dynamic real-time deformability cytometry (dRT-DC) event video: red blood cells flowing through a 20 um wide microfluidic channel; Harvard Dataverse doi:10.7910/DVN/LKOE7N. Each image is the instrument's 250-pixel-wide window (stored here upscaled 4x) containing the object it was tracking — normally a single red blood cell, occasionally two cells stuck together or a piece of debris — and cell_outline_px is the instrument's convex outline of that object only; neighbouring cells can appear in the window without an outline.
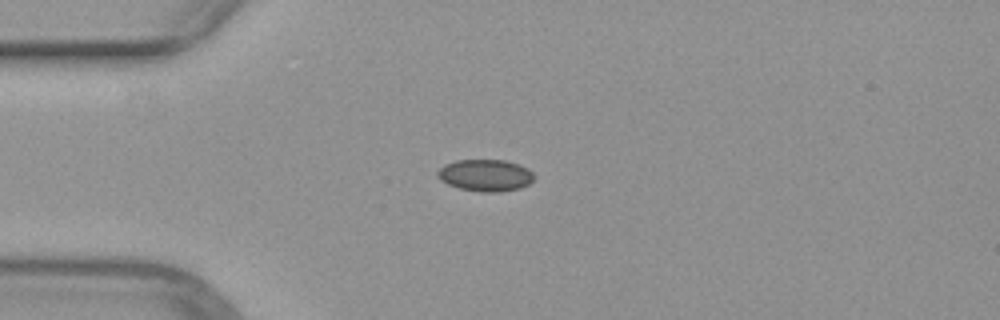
{"species": "common noctule bat (a hibernating species)", "species_latin": "Nyctalus noctula", "temperature_condition": "warm", "stored_images_in_passage": 39, "camera_frame_rate_fps": 3000, "um_per_image_px": 0.085, "animal": {"sex": "female", "body_mass_g": 29.2, "forearm_length_mm": 56.3}, "frame": {"image": 1, "passage_image": 1, "time_ms": 0.0, "image_size_px": [1000, 320], "cell_outline_px": [[536, 176], [528, 184], [520, 188], [500, 192], [480, 192], [460, 188], [448, 184], [440, 180], [436, 176], [436, 172], [444, 164], [456, 160], [504, 160], [528, 168]], "centroid_in_image_um": [41.24, 14.9], "position_along_channel_um": 43.8, "area_um2": 17.98}}
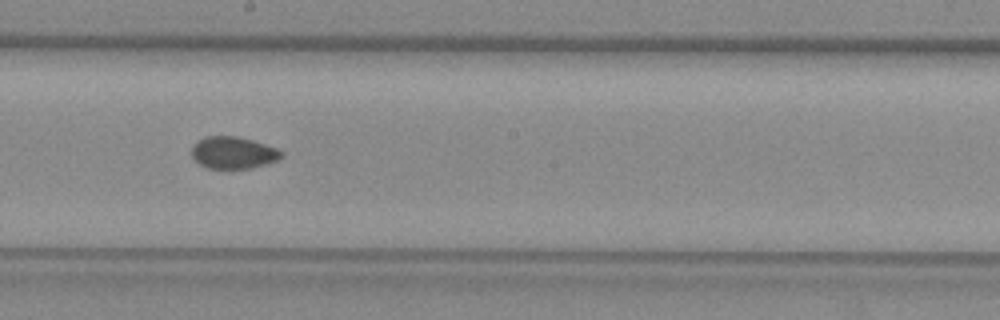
{"frame": {"image": 2, "passage_image": 16, "time_ms": 5.0, "image_size_px": [1000, 320], "cell_outline_px": [[284, 156], [268, 164], [228, 172], [208, 168], [200, 164], [192, 156], [192, 148], [204, 136], [236, 136], [252, 140], [276, 148], [284, 152]], "centroid_in_image_um": [19.84, 13.02], "position_along_channel_um": 228.4, "area_um2": 17.11}}
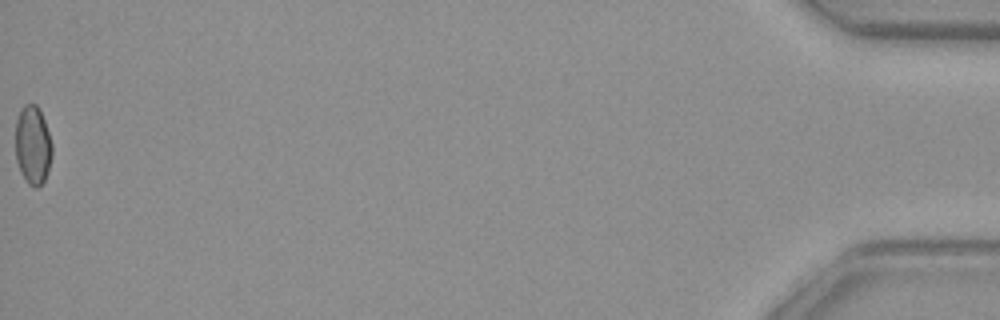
{"frame": {"image": 3, "passage_image": 39, "time_ms": 12.667, "image_size_px": [1000, 320], "cell_outline_px": [[52, 152], [48, 168], [44, 180], [36, 188], [28, 184], [20, 172], [16, 160], [16, 120], [20, 108], [24, 104], [36, 104], [44, 120], [52, 144]], "centroid_in_image_um": [2.77, 12.32], "position_along_channel_um": 432.4, "area_um2": 16.65}}